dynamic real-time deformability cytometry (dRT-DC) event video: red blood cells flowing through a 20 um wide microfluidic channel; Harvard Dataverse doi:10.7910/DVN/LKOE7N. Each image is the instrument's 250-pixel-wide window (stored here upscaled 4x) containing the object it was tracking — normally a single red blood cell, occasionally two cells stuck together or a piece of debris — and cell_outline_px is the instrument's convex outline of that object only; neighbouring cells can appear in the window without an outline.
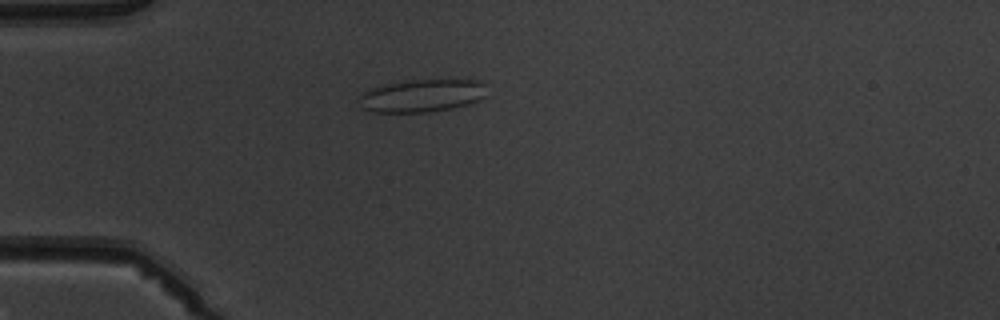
{"species": "common noctule bat (a hibernating species)", "species_latin": "Nyctalus noctula", "temperature_condition": "warm", "stored_images_in_passage": 2, "camera_frame_rate_fps": 3000, "um_per_image_px": 0.085, "animal": {"sex": "male", "body_mass_g": 19.5, "forearm_length_mm": 54.6}, "frame": {"image": 1, "passage_image": 2, "time_ms": 1.0, "image_size_px": [1000, 320], "cell_outline_px": [[484, 96], [468, 104], [452, 108], [428, 112], [372, 112], [364, 108], [360, 96], [364, 92], [372, 88], [384, 84], [412, 80], [484, 80]], "centroid_in_image_um": [35.88, 8.13], "position_along_channel_um": 49.1, "area_um2": 23.93}}